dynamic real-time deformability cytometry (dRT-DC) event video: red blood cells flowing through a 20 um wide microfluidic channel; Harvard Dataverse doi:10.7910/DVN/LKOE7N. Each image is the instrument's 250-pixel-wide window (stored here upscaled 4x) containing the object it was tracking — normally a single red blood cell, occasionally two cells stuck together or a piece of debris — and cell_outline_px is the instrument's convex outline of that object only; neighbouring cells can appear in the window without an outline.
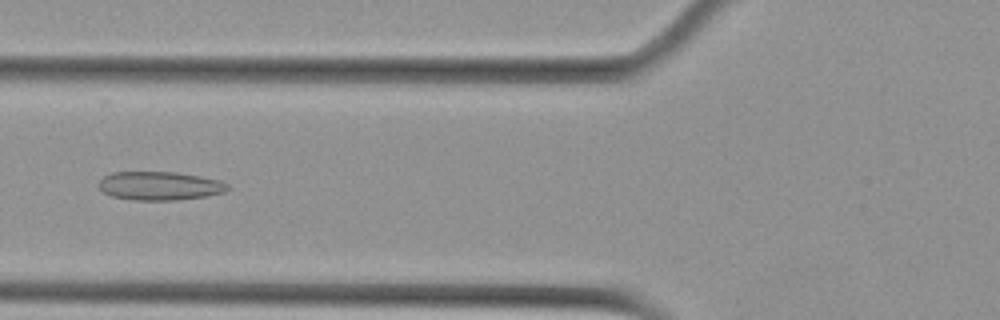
{"species": "Egyptian fruit bat (a non-hibernating species)", "species_latin": "Rousettus aegyptiacus", "temperature_condition": "cold", "stored_images_in_passage": 36, "camera_frame_rate_fps": 3000, "um_per_image_px": 0.085, "animal": {"sex": "female"}, "frame": {"image": 1, "passage_image": 7, "time_ms": 2.0, "image_size_px": [1000, 320], "cell_outline_px": [[228, 188], [224, 192], [208, 196], [176, 200], [132, 200], [112, 196], [104, 192], [100, 188], [100, 180], [104, 176], [112, 172], [176, 172], [200, 176], [220, 180], [228, 184]], "centroid_in_image_um": [13.59, 15.8], "position_along_channel_um": 112.2, "area_um2": 21.44}}
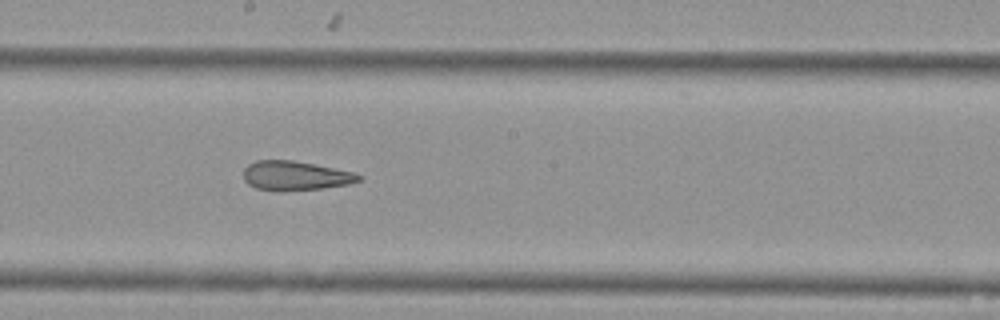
{"frame": {"image": 2, "passage_image": 16, "time_ms": 5.0, "image_size_px": [1000, 320], "cell_outline_px": [[364, 176], [360, 180], [348, 184], [324, 188], [280, 192], [256, 188], [248, 184], [244, 180], [244, 168], [248, 164], [256, 160], [292, 160], [316, 164], [352, 172]], "centroid_in_image_um": [25.09, 14.94], "position_along_channel_um": 223.1, "area_um2": 19.88}}
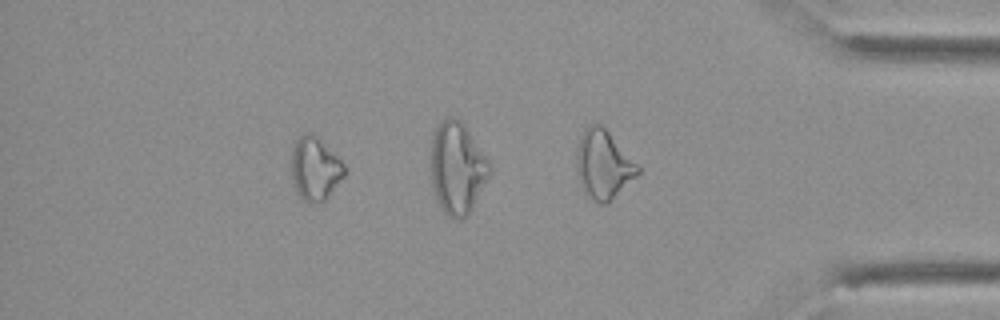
{"frame": {"image": 3, "passage_image": 30, "time_ms": 9.667, "image_size_px": [1000, 320], "cell_outline_px": [[344, 176], [328, 196], [320, 204], [308, 204], [300, 196], [296, 188], [292, 176], [292, 148], [296, 140], [304, 132], [308, 132], [316, 136], [344, 164]], "centroid_in_image_um": [26.77, 14.36], "position_along_channel_um": 408.4, "area_um2": 19.19}, "authors_computed_cell_mechanics": {"area_um2": 20.6635, "velocity_mm_per_s": 3.6918, "shape_relaxation_time_tau1_ms": null, "shape_relaxation_time_tau2_ms": 2.6814, "deformation_change_tau1": null, "deformation_change_tau2": 0.1304}}